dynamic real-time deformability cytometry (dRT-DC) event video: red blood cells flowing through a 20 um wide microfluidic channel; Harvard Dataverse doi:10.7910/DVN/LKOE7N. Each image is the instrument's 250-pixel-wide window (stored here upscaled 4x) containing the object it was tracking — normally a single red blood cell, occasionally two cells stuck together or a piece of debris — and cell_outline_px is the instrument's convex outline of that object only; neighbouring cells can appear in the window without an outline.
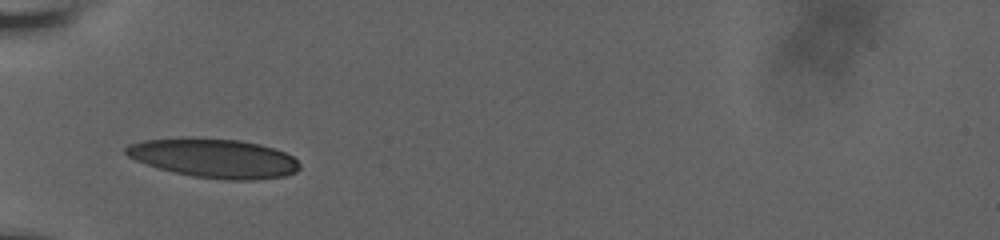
{"species": "human", "species_latin": "Homo sapiens", "temperature_condition": "room temperature", "stored_images_in_passage": 6, "camera_frame_rate_fps": 3000, "um_per_image_px": 0.085, "donor": {"sex": "male"}, "frame": {"image": 1, "passage_image": 1, "time_ms": 0.0, "image_size_px": [1000, 240], "cell_outline_px": [[300, 168], [296, 172], [284, 176], [252, 180], [224, 180], [192, 176], [160, 168], [136, 160], [128, 156], [124, 152], [124, 148], [128, 144], [144, 140], [240, 140], [260, 144], [284, 152], [292, 156], [300, 164]], "centroid_in_image_um": [18.25, 13.48], "position_along_channel_um": 66.7, "area_um2": 38.44}}
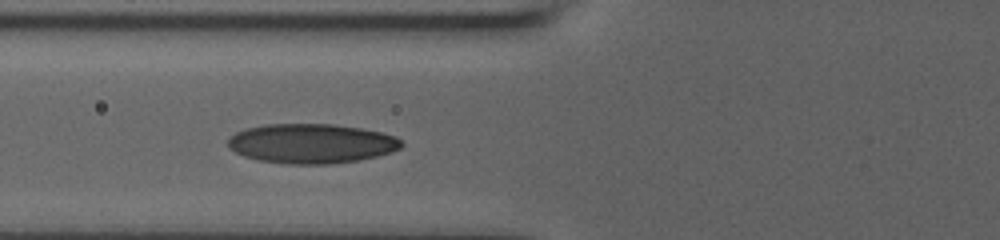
{"frame": {"image": 2, "passage_image": 5, "time_ms": 1.0, "image_size_px": [1000, 240], "cell_outline_px": [[404, 144], [400, 148], [392, 152], [360, 160], [332, 164], [288, 164], [256, 160], [244, 156], [228, 148], [228, 136], [244, 128], [264, 124], [332, 124], [360, 128], [380, 132], [396, 136]], "centroid_in_image_um": [26.44, 12.2], "position_along_channel_um": 99.4, "area_um2": 40.34}}